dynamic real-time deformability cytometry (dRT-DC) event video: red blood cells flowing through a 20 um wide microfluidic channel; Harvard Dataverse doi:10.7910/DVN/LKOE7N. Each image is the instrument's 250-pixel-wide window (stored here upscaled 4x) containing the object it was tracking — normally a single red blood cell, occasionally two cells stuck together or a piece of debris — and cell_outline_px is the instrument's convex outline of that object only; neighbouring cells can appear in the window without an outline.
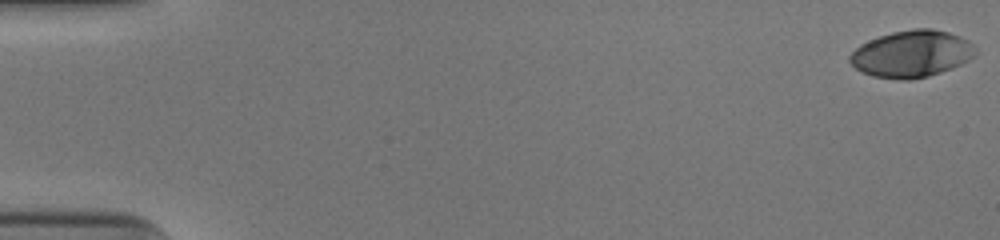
{"species": "human", "species_latin": "Homo sapiens", "temperature_condition": "cold", "stored_images_in_passage": 48, "camera_frame_rate_fps": 3000, "um_per_image_px": 0.085, "donor": {"sex": "male"}, "frame": {"image": 1, "passage_image": 1, "time_ms": 0.0, "image_size_px": [1000, 240], "cell_outline_px": [[976, 52], [968, 60], [952, 68], [928, 76], [912, 80], [900, 80], [872, 76], [860, 72], [848, 60], [848, 56], [860, 44], [880, 36], [892, 32], [916, 28], [932, 28], [948, 32], [960, 36], [968, 40], [976, 48]], "centroid_in_image_um": [77.47, 4.58], "position_along_channel_um": 7.5, "area_um2": 34.33}}
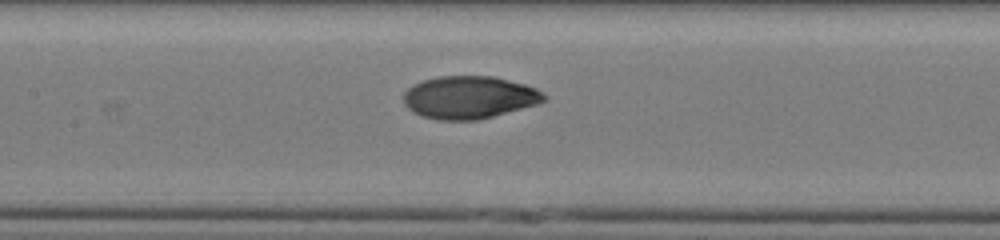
{"frame": {"image": 2, "passage_image": 26, "time_ms": 8.333, "image_size_px": [1000, 240], "cell_outline_px": [[548, 100], [536, 104], [492, 116], [476, 120], [440, 120], [420, 116], [408, 108], [404, 104], [404, 92], [412, 84], [424, 80], [440, 76], [492, 76], [524, 84], [536, 88], [544, 92], [548, 96]], "centroid_in_image_um": [39.89, 8.27], "position_along_channel_um": 167.5, "area_um2": 34.85}}
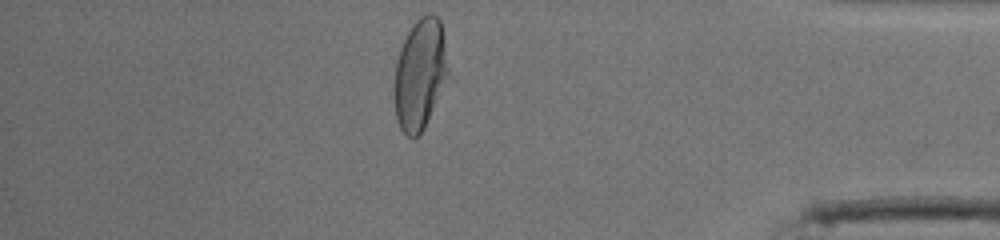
{"frame": {"image": 3, "passage_image": 46, "time_ms": 15.0, "image_size_px": [1000, 240], "cell_outline_px": [[452, 76], [420, 136], [412, 140], [400, 128], [396, 120], [392, 96], [392, 88], [396, 60], [400, 48], [412, 24], [420, 16], [428, 12], [432, 12], [440, 20], [444, 36]], "centroid_in_image_um": [35.73, 6.35], "position_along_channel_um": 399.5, "area_um2": 36.7}, "authors_computed_cell_mechanics": {"area_um2": 34.4199, "velocity_mm_per_s": 3.9594, "shape_relaxation_time_tau1_ms": 4.7723, "shape_relaxation_time_tau2_ms": null, "deformation_change_tau1": 0.2271, "deformation_change_tau2": null}}